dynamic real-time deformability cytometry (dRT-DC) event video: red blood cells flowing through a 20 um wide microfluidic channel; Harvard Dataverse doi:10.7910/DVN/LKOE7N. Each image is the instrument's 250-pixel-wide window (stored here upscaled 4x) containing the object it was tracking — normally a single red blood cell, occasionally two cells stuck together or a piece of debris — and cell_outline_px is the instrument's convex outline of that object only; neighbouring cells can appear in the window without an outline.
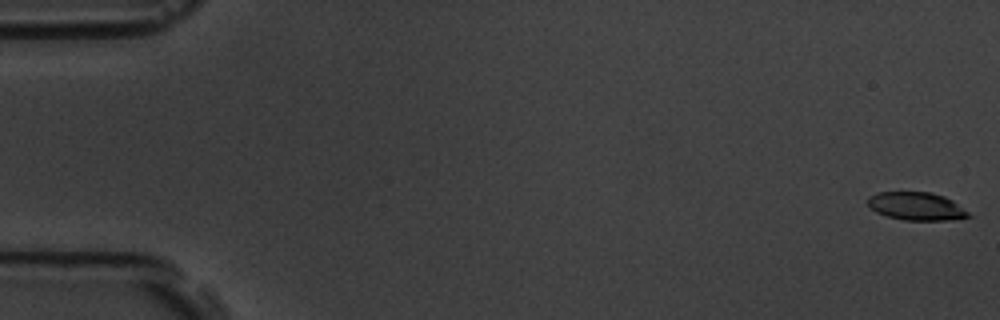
{"species": "common noctule bat (a hibernating species)", "species_latin": "Nyctalus noctula", "temperature_condition": "room temperature", "stored_images_in_passage": 6, "camera_frame_rate_fps": 3000, "um_per_image_px": 0.085, "animal": {"sex": "male", "body_mass_g": 19.5, "forearm_length_mm": 54.6}, "frame": {"image": 1, "passage_image": 1, "time_ms": 0.0, "image_size_px": [1000, 320], "cell_outline_px": [[972, 216], [948, 220], [904, 220], [888, 216], [876, 212], [868, 204], [868, 196], [876, 192], [932, 192], [944, 196], [952, 200], [968, 212]], "centroid_in_image_um": [77.88, 17.52], "position_along_channel_um": 7.1, "area_um2": 16.36}}
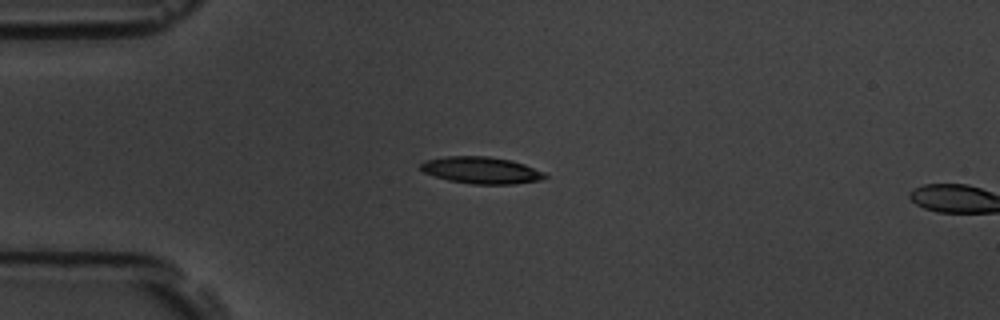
{"frame": {"image": 2, "passage_image": 5, "time_ms": 4.667, "image_size_px": [1000, 320], "cell_outline_px": [[548, 176], [540, 180], [512, 184], [472, 184], [448, 180], [424, 172], [420, 168], [420, 164], [424, 160], [444, 156], [488, 156], [512, 160], [524, 164], [544, 172]], "centroid_in_image_um": [40.9, 14.46], "position_along_channel_um": 44.1, "area_um2": 19.42}}